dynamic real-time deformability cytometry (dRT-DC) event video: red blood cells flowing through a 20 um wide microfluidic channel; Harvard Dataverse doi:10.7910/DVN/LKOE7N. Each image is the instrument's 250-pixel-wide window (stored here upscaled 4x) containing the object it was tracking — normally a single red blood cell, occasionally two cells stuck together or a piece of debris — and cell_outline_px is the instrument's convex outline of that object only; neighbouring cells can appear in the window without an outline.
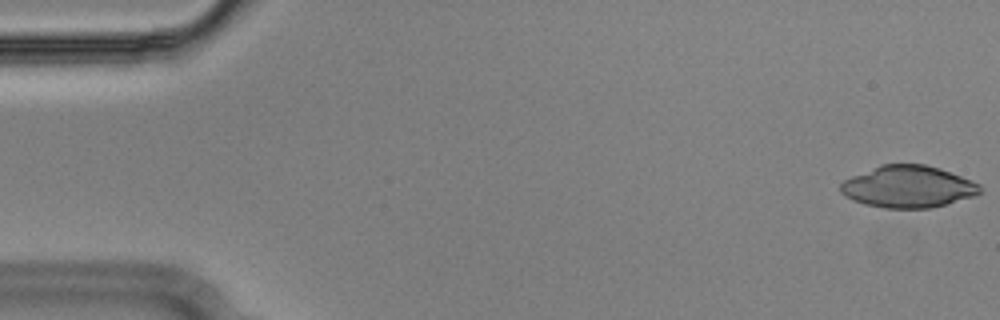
{"species": "Egyptian fruit bat (a non-hibernating species)", "species_latin": "Rousettus aegyptiacus", "temperature_condition": "cold", "stored_images_in_passage": 54, "camera_frame_rate_fps": 3000, "um_per_image_px": 0.085, "animal": {"sex": "male"}, "frame": {"image": 1, "passage_image": 1, "time_ms": 0.0, "image_size_px": [1000, 320], "cell_outline_px": [[980, 192], [976, 196], [932, 208], [884, 208], [864, 204], [852, 200], [840, 192], [840, 184], [844, 180], [852, 176], [880, 164], [924, 164], [940, 168], [980, 184]], "centroid_in_image_um": [77.18, 15.87], "position_along_channel_um": 7.8, "area_um2": 34.1}}